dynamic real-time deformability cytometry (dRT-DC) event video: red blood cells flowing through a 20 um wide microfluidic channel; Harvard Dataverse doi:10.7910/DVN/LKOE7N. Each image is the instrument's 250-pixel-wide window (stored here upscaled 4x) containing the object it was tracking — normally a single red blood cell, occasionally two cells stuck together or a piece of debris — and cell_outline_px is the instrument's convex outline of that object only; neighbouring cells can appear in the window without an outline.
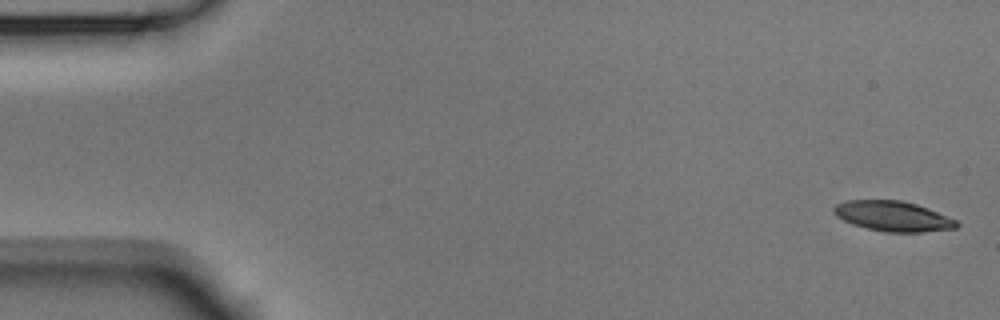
{"species": "Egyptian fruit bat (a non-hibernating species)", "species_latin": "Rousettus aegyptiacus", "temperature_condition": "room temperature", "stored_images_in_passage": 5, "camera_frame_rate_fps": 3000, "um_per_image_px": 0.085, "animal": {"sex": "male"}, "frame": {"image": 1, "passage_image": 1, "time_ms": 0.0, "image_size_px": [1000, 320], "cell_outline_px": [[960, 224], [956, 228], [920, 232], [888, 232], [864, 228], [852, 224], [836, 216], [832, 212], [832, 208], [836, 204], [848, 200], [900, 200], [916, 204], [928, 208], [956, 220]], "centroid_in_image_um": [75.87, 18.37], "position_along_channel_um": 9.1, "area_um2": 21.56}}
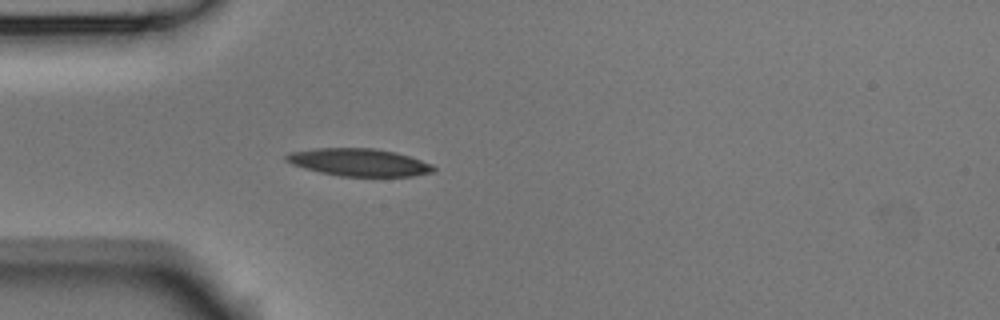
{"frame": {"image": 2, "passage_image": 5, "time_ms": 1.333, "image_size_px": [1000, 320], "cell_outline_px": [[436, 168], [432, 172], [412, 176], [340, 176], [320, 172], [304, 168], [292, 164], [284, 160], [284, 156], [288, 152], [316, 148], [376, 148], [396, 152], [432, 164]], "centroid_in_image_um": [30.48, 13.79], "position_along_channel_um": 54.5, "area_um2": 23.64}}